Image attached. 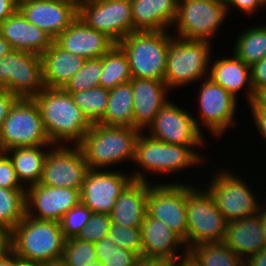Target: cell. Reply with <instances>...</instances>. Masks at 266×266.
I'll return each instance as SVG.
<instances>
[{
	"label": "cell",
	"instance_id": "1",
	"mask_svg": "<svg viewBox=\"0 0 266 266\" xmlns=\"http://www.w3.org/2000/svg\"><path fill=\"white\" fill-rule=\"evenodd\" d=\"M211 163L212 162L209 163L208 167L207 166L208 164L204 163L188 146L164 143L163 141L153 139L145 132H142L136 143L135 157L132 164L134 165V168L132 167V169H130L131 170L130 173L132 175L133 180L135 181H143V182L158 183V184L159 183L198 184L201 182V179L198 178L199 175L201 176V174H199V171L197 172L198 176L196 178H191L190 182H187L188 180L186 179L188 178L185 179L183 178L185 176L184 173H186V171L187 172L189 171L185 176L188 177L189 173H191L192 170V174L193 176H195L193 173L195 168H196L195 170H197V168L201 166L198 168V170L200 168H201L200 170H202V166L204 167V165H206L204 168L211 169L210 167ZM151 174L154 175L153 177H157V179L155 180L158 181L153 180V177H150L152 176ZM174 174H179V176L180 175L181 176L179 177L178 175H176L175 178ZM159 176H161L162 179L160 177L159 180ZM167 176L170 178V180L167 178ZM177 177H179L180 179ZM193 179H195V181L196 179H198L197 181L199 182L195 181L193 182Z\"/></svg>",
	"mask_w": 266,
	"mask_h": 266
},
{
	"label": "cell",
	"instance_id": "2",
	"mask_svg": "<svg viewBox=\"0 0 266 266\" xmlns=\"http://www.w3.org/2000/svg\"><path fill=\"white\" fill-rule=\"evenodd\" d=\"M224 162L225 166L227 165L228 168H224L223 165L217 167V165L214 164V169L212 168L211 171L209 170L211 175L203 169L201 172H205V176L202 173V176L199 177L203 179L200 184H202L212 195L215 205L228 222L257 215L262 211L264 205L266 204V195L259 192L261 191V186H258L259 184H257L259 190L256 189V186H253L256 185L254 182L253 184L252 182L249 183V178L251 176L249 175L247 177L245 174L242 175L240 173L242 172V168H229L231 163L230 160L229 164H226V160ZM257 193H260L259 196Z\"/></svg>",
	"mask_w": 266,
	"mask_h": 266
},
{
	"label": "cell",
	"instance_id": "3",
	"mask_svg": "<svg viewBox=\"0 0 266 266\" xmlns=\"http://www.w3.org/2000/svg\"><path fill=\"white\" fill-rule=\"evenodd\" d=\"M34 100L52 145H79L83 141L92 124L70 93L63 88L45 87Z\"/></svg>",
	"mask_w": 266,
	"mask_h": 266
},
{
	"label": "cell",
	"instance_id": "4",
	"mask_svg": "<svg viewBox=\"0 0 266 266\" xmlns=\"http://www.w3.org/2000/svg\"><path fill=\"white\" fill-rule=\"evenodd\" d=\"M141 133V130L133 127L92 124L79 144L88 168L117 170L115 167H122L123 163L132 164Z\"/></svg>",
	"mask_w": 266,
	"mask_h": 266
},
{
	"label": "cell",
	"instance_id": "5",
	"mask_svg": "<svg viewBox=\"0 0 266 266\" xmlns=\"http://www.w3.org/2000/svg\"><path fill=\"white\" fill-rule=\"evenodd\" d=\"M65 240L60 222L25 214L11 231V250L22 262L43 264L62 259Z\"/></svg>",
	"mask_w": 266,
	"mask_h": 266
},
{
	"label": "cell",
	"instance_id": "6",
	"mask_svg": "<svg viewBox=\"0 0 266 266\" xmlns=\"http://www.w3.org/2000/svg\"><path fill=\"white\" fill-rule=\"evenodd\" d=\"M214 44L204 40H187L173 36L169 41L164 82L173 90L192 87L209 77ZM192 84V85H191Z\"/></svg>",
	"mask_w": 266,
	"mask_h": 266
},
{
	"label": "cell",
	"instance_id": "7",
	"mask_svg": "<svg viewBox=\"0 0 266 266\" xmlns=\"http://www.w3.org/2000/svg\"><path fill=\"white\" fill-rule=\"evenodd\" d=\"M197 84L200 88L196 93L194 91V94H197L195 96L198 104L195 109H198L196 111L198 116L193 113L196 125L204 135L209 132L208 134L213 137L211 140L219 141L226 132L229 133L227 130L233 132L239 127L240 121L235 118H238L236 115L240 101L209 77Z\"/></svg>",
	"mask_w": 266,
	"mask_h": 266
},
{
	"label": "cell",
	"instance_id": "8",
	"mask_svg": "<svg viewBox=\"0 0 266 266\" xmlns=\"http://www.w3.org/2000/svg\"><path fill=\"white\" fill-rule=\"evenodd\" d=\"M170 31H133L118 45L126 53L132 78L164 81Z\"/></svg>",
	"mask_w": 266,
	"mask_h": 266
},
{
	"label": "cell",
	"instance_id": "9",
	"mask_svg": "<svg viewBox=\"0 0 266 266\" xmlns=\"http://www.w3.org/2000/svg\"><path fill=\"white\" fill-rule=\"evenodd\" d=\"M188 110V108L176 104L174 99L173 101L169 100L160 109L154 122L145 133L151 138L164 143L188 146L203 162L207 160L206 163L209 164L208 160L211 159L202 150L207 149V144L210 141L198 129L192 112Z\"/></svg>",
	"mask_w": 266,
	"mask_h": 266
},
{
	"label": "cell",
	"instance_id": "10",
	"mask_svg": "<svg viewBox=\"0 0 266 266\" xmlns=\"http://www.w3.org/2000/svg\"><path fill=\"white\" fill-rule=\"evenodd\" d=\"M187 249L222 242L228 221L215 205L209 191L200 183H186Z\"/></svg>",
	"mask_w": 266,
	"mask_h": 266
},
{
	"label": "cell",
	"instance_id": "11",
	"mask_svg": "<svg viewBox=\"0 0 266 266\" xmlns=\"http://www.w3.org/2000/svg\"><path fill=\"white\" fill-rule=\"evenodd\" d=\"M228 19L224 3L214 0H178L176 19L170 32L179 38L215 44L216 34L219 36L218 32L223 30V23Z\"/></svg>",
	"mask_w": 266,
	"mask_h": 266
},
{
	"label": "cell",
	"instance_id": "12",
	"mask_svg": "<svg viewBox=\"0 0 266 266\" xmlns=\"http://www.w3.org/2000/svg\"><path fill=\"white\" fill-rule=\"evenodd\" d=\"M53 146L34 98H18L0 129V151L15 147Z\"/></svg>",
	"mask_w": 266,
	"mask_h": 266
},
{
	"label": "cell",
	"instance_id": "13",
	"mask_svg": "<svg viewBox=\"0 0 266 266\" xmlns=\"http://www.w3.org/2000/svg\"><path fill=\"white\" fill-rule=\"evenodd\" d=\"M44 88L40 55L13 49L0 58V89L18 98H34Z\"/></svg>",
	"mask_w": 266,
	"mask_h": 266
},
{
	"label": "cell",
	"instance_id": "14",
	"mask_svg": "<svg viewBox=\"0 0 266 266\" xmlns=\"http://www.w3.org/2000/svg\"><path fill=\"white\" fill-rule=\"evenodd\" d=\"M78 17L116 44L133 32L131 0H84L78 5Z\"/></svg>",
	"mask_w": 266,
	"mask_h": 266
},
{
	"label": "cell",
	"instance_id": "15",
	"mask_svg": "<svg viewBox=\"0 0 266 266\" xmlns=\"http://www.w3.org/2000/svg\"><path fill=\"white\" fill-rule=\"evenodd\" d=\"M147 215L162 221L187 247L186 183H149Z\"/></svg>",
	"mask_w": 266,
	"mask_h": 266
},
{
	"label": "cell",
	"instance_id": "16",
	"mask_svg": "<svg viewBox=\"0 0 266 266\" xmlns=\"http://www.w3.org/2000/svg\"><path fill=\"white\" fill-rule=\"evenodd\" d=\"M88 170L79 145H53L45 158L40 184L81 191Z\"/></svg>",
	"mask_w": 266,
	"mask_h": 266
},
{
	"label": "cell",
	"instance_id": "17",
	"mask_svg": "<svg viewBox=\"0 0 266 266\" xmlns=\"http://www.w3.org/2000/svg\"><path fill=\"white\" fill-rule=\"evenodd\" d=\"M133 181L131 173L117 170L89 169L80 191V202L93 213L110 214L116 200Z\"/></svg>",
	"mask_w": 266,
	"mask_h": 266
},
{
	"label": "cell",
	"instance_id": "18",
	"mask_svg": "<svg viewBox=\"0 0 266 266\" xmlns=\"http://www.w3.org/2000/svg\"><path fill=\"white\" fill-rule=\"evenodd\" d=\"M80 202V191L42 184L26 188V215L39 220L60 222L62 217Z\"/></svg>",
	"mask_w": 266,
	"mask_h": 266
},
{
	"label": "cell",
	"instance_id": "19",
	"mask_svg": "<svg viewBox=\"0 0 266 266\" xmlns=\"http://www.w3.org/2000/svg\"><path fill=\"white\" fill-rule=\"evenodd\" d=\"M18 10L53 39L78 17V5L69 0H32Z\"/></svg>",
	"mask_w": 266,
	"mask_h": 266
},
{
	"label": "cell",
	"instance_id": "20",
	"mask_svg": "<svg viewBox=\"0 0 266 266\" xmlns=\"http://www.w3.org/2000/svg\"><path fill=\"white\" fill-rule=\"evenodd\" d=\"M142 258L175 261L188 249L184 240L162 221L147 214L141 225Z\"/></svg>",
	"mask_w": 266,
	"mask_h": 266
},
{
	"label": "cell",
	"instance_id": "21",
	"mask_svg": "<svg viewBox=\"0 0 266 266\" xmlns=\"http://www.w3.org/2000/svg\"><path fill=\"white\" fill-rule=\"evenodd\" d=\"M131 87L134 128L145 132L160 109L169 101L172 91L164 81L152 79L132 78Z\"/></svg>",
	"mask_w": 266,
	"mask_h": 266
},
{
	"label": "cell",
	"instance_id": "22",
	"mask_svg": "<svg viewBox=\"0 0 266 266\" xmlns=\"http://www.w3.org/2000/svg\"><path fill=\"white\" fill-rule=\"evenodd\" d=\"M225 53L226 56L221 54L222 57L213 56L216 54H212L209 78L221 85L238 100L241 98L239 94L242 93L248 105L254 97V89L251 83V66L246 65L233 52L231 54Z\"/></svg>",
	"mask_w": 266,
	"mask_h": 266
},
{
	"label": "cell",
	"instance_id": "23",
	"mask_svg": "<svg viewBox=\"0 0 266 266\" xmlns=\"http://www.w3.org/2000/svg\"><path fill=\"white\" fill-rule=\"evenodd\" d=\"M54 42L85 59L102 57L116 44L106 34L88 27L79 17Z\"/></svg>",
	"mask_w": 266,
	"mask_h": 266
},
{
	"label": "cell",
	"instance_id": "24",
	"mask_svg": "<svg viewBox=\"0 0 266 266\" xmlns=\"http://www.w3.org/2000/svg\"><path fill=\"white\" fill-rule=\"evenodd\" d=\"M0 34L12 49L40 56L54 42L49 34L30 23L18 9L0 24Z\"/></svg>",
	"mask_w": 266,
	"mask_h": 266
},
{
	"label": "cell",
	"instance_id": "25",
	"mask_svg": "<svg viewBox=\"0 0 266 266\" xmlns=\"http://www.w3.org/2000/svg\"><path fill=\"white\" fill-rule=\"evenodd\" d=\"M222 242L243 261L263 250V209L257 215L229 221Z\"/></svg>",
	"mask_w": 266,
	"mask_h": 266
},
{
	"label": "cell",
	"instance_id": "26",
	"mask_svg": "<svg viewBox=\"0 0 266 266\" xmlns=\"http://www.w3.org/2000/svg\"><path fill=\"white\" fill-rule=\"evenodd\" d=\"M178 0H131L133 31H170Z\"/></svg>",
	"mask_w": 266,
	"mask_h": 266
},
{
	"label": "cell",
	"instance_id": "27",
	"mask_svg": "<svg viewBox=\"0 0 266 266\" xmlns=\"http://www.w3.org/2000/svg\"><path fill=\"white\" fill-rule=\"evenodd\" d=\"M148 182L133 180L121 193L111 211L112 223L141 228L147 214Z\"/></svg>",
	"mask_w": 266,
	"mask_h": 266
},
{
	"label": "cell",
	"instance_id": "28",
	"mask_svg": "<svg viewBox=\"0 0 266 266\" xmlns=\"http://www.w3.org/2000/svg\"><path fill=\"white\" fill-rule=\"evenodd\" d=\"M45 87L63 88L86 61L82 56L67 52L55 42L41 55Z\"/></svg>",
	"mask_w": 266,
	"mask_h": 266
},
{
	"label": "cell",
	"instance_id": "29",
	"mask_svg": "<svg viewBox=\"0 0 266 266\" xmlns=\"http://www.w3.org/2000/svg\"><path fill=\"white\" fill-rule=\"evenodd\" d=\"M51 147H15L5 151L12 160L18 180L25 188L40 183L44 161Z\"/></svg>",
	"mask_w": 266,
	"mask_h": 266
},
{
	"label": "cell",
	"instance_id": "30",
	"mask_svg": "<svg viewBox=\"0 0 266 266\" xmlns=\"http://www.w3.org/2000/svg\"><path fill=\"white\" fill-rule=\"evenodd\" d=\"M99 124L134 128L131 80L109 90L107 109Z\"/></svg>",
	"mask_w": 266,
	"mask_h": 266
},
{
	"label": "cell",
	"instance_id": "31",
	"mask_svg": "<svg viewBox=\"0 0 266 266\" xmlns=\"http://www.w3.org/2000/svg\"><path fill=\"white\" fill-rule=\"evenodd\" d=\"M254 24L239 30L231 46L232 52L249 66L266 57V25L260 23L257 26L255 22Z\"/></svg>",
	"mask_w": 266,
	"mask_h": 266
},
{
	"label": "cell",
	"instance_id": "32",
	"mask_svg": "<svg viewBox=\"0 0 266 266\" xmlns=\"http://www.w3.org/2000/svg\"><path fill=\"white\" fill-rule=\"evenodd\" d=\"M132 79L129 60L124 50L115 44L103 55V69L99 80V86L105 89H113L119 84L129 82Z\"/></svg>",
	"mask_w": 266,
	"mask_h": 266
},
{
	"label": "cell",
	"instance_id": "33",
	"mask_svg": "<svg viewBox=\"0 0 266 266\" xmlns=\"http://www.w3.org/2000/svg\"><path fill=\"white\" fill-rule=\"evenodd\" d=\"M188 251L201 266H242L244 261L223 242L203 243Z\"/></svg>",
	"mask_w": 266,
	"mask_h": 266
},
{
	"label": "cell",
	"instance_id": "34",
	"mask_svg": "<svg viewBox=\"0 0 266 266\" xmlns=\"http://www.w3.org/2000/svg\"><path fill=\"white\" fill-rule=\"evenodd\" d=\"M26 189L0 187V227L12 231L26 214Z\"/></svg>",
	"mask_w": 266,
	"mask_h": 266
},
{
	"label": "cell",
	"instance_id": "35",
	"mask_svg": "<svg viewBox=\"0 0 266 266\" xmlns=\"http://www.w3.org/2000/svg\"><path fill=\"white\" fill-rule=\"evenodd\" d=\"M70 94L91 124L99 123L103 119L107 109L108 89L98 86Z\"/></svg>",
	"mask_w": 266,
	"mask_h": 266
},
{
	"label": "cell",
	"instance_id": "36",
	"mask_svg": "<svg viewBox=\"0 0 266 266\" xmlns=\"http://www.w3.org/2000/svg\"><path fill=\"white\" fill-rule=\"evenodd\" d=\"M94 244L97 259L104 266H136L141 259L135 252L116 245L109 235Z\"/></svg>",
	"mask_w": 266,
	"mask_h": 266
},
{
	"label": "cell",
	"instance_id": "37",
	"mask_svg": "<svg viewBox=\"0 0 266 266\" xmlns=\"http://www.w3.org/2000/svg\"><path fill=\"white\" fill-rule=\"evenodd\" d=\"M103 69V56L86 59L80 70L66 83L63 89L68 93L98 87Z\"/></svg>",
	"mask_w": 266,
	"mask_h": 266
},
{
	"label": "cell",
	"instance_id": "38",
	"mask_svg": "<svg viewBox=\"0 0 266 266\" xmlns=\"http://www.w3.org/2000/svg\"><path fill=\"white\" fill-rule=\"evenodd\" d=\"M61 260L66 266H89L98 260L95 244L76 238L66 239Z\"/></svg>",
	"mask_w": 266,
	"mask_h": 266
},
{
	"label": "cell",
	"instance_id": "39",
	"mask_svg": "<svg viewBox=\"0 0 266 266\" xmlns=\"http://www.w3.org/2000/svg\"><path fill=\"white\" fill-rule=\"evenodd\" d=\"M92 211L79 202L61 219L60 226L65 239L76 238L80 231L89 223Z\"/></svg>",
	"mask_w": 266,
	"mask_h": 266
},
{
	"label": "cell",
	"instance_id": "40",
	"mask_svg": "<svg viewBox=\"0 0 266 266\" xmlns=\"http://www.w3.org/2000/svg\"><path fill=\"white\" fill-rule=\"evenodd\" d=\"M108 235L116 245L121 246L123 249L135 252L140 258H142L140 228L125 227L111 222Z\"/></svg>",
	"mask_w": 266,
	"mask_h": 266
},
{
	"label": "cell",
	"instance_id": "41",
	"mask_svg": "<svg viewBox=\"0 0 266 266\" xmlns=\"http://www.w3.org/2000/svg\"><path fill=\"white\" fill-rule=\"evenodd\" d=\"M110 224L109 214L92 213L89 223L80 231L76 239L96 243L108 235Z\"/></svg>",
	"mask_w": 266,
	"mask_h": 266
},
{
	"label": "cell",
	"instance_id": "42",
	"mask_svg": "<svg viewBox=\"0 0 266 266\" xmlns=\"http://www.w3.org/2000/svg\"><path fill=\"white\" fill-rule=\"evenodd\" d=\"M0 187L7 189H26L18 180L9 155L3 151H0Z\"/></svg>",
	"mask_w": 266,
	"mask_h": 266
},
{
	"label": "cell",
	"instance_id": "43",
	"mask_svg": "<svg viewBox=\"0 0 266 266\" xmlns=\"http://www.w3.org/2000/svg\"><path fill=\"white\" fill-rule=\"evenodd\" d=\"M225 5L229 17L233 15L232 13L235 9L243 17L245 15V17L248 16L252 19L258 12L261 14L265 9L266 0H227Z\"/></svg>",
	"mask_w": 266,
	"mask_h": 266
},
{
	"label": "cell",
	"instance_id": "44",
	"mask_svg": "<svg viewBox=\"0 0 266 266\" xmlns=\"http://www.w3.org/2000/svg\"><path fill=\"white\" fill-rule=\"evenodd\" d=\"M251 83L254 92L266 86V57L251 66Z\"/></svg>",
	"mask_w": 266,
	"mask_h": 266
},
{
	"label": "cell",
	"instance_id": "45",
	"mask_svg": "<svg viewBox=\"0 0 266 266\" xmlns=\"http://www.w3.org/2000/svg\"><path fill=\"white\" fill-rule=\"evenodd\" d=\"M17 99L18 97L10 93L8 90L0 89V129L3 121L6 119L11 107Z\"/></svg>",
	"mask_w": 266,
	"mask_h": 266
},
{
	"label": "cell",
	"instance_id": "46",
	"mask_svg": "<svg viewBox=\"0 0 266 266\" xmlns=\"http://www.w3.org/2000/svg\"><path fill=\"white\" fill-rule=\"evenodd\" d=\"M250 115L252 116L251 119H249L251 122H253V126L255 128V131L257 130L258 137L262 139V143H266V110H249ZM265 142H264V141ZM266 148V147H265Z\"/></svg>",
	"mask_w": 266,
	"mask_h": 266
},
{
	"label": "cell",
	"instance_id": "47",
	"mask_svg": "<svg viewBox=\"0 0 266 266\" xmlns=\"http://www.w3.org/2000/svg\"><path fill=\"white\" fill-rule=\"evenodd\" d=\"M248 107L247 110H266V86L254 92L253 100L248 104Z\"/></svg>",
	"mask_w": 266,
	"mask_h": 266
},
{
	"label": "cell",
	"instance_id": "48",
	"mask_svg": "<svg viewBox=\"0 0 266 266\" xmlns=\"http://www.w3.org/2000/svg\"><path fill=\"white\" fill-rule=\"evenodd\" d=\"M11 250V232L0 227V258Z\"/></svg>",
	"mask_w": 266,
	"mask_h": 266
},
{
	"label": "cell",
	"instance_id": "49",
	"mask_svg": "<svg viewBox=\"0 0 266 266\" xmlns=\"http://www.w3.org/2000/svg\"><path fill=\"white\" fill-rule=\"evenodd\" d=\"M244 264L246 266H266V248L258 253L249 256Z\"/></svg>",
	"mask_w": 266,
	"mask_h": 266
},
{
	"label": "cell",
	"instance_id": "50",
	"mask_svg": "<svg viewBox=\"0 0 266 266\" xmlns=\"http://www.w3.org/2000/svg\"><path fill=\"white\" fill-rule=\"evenodd\" d=\"M16 10L17 8L13 5L11 0H0V24Z\"/></svg>",
	"mask_w": 266,
	"mask_h": 266
},
{
	"label": "cell",
	"instance_id": "51",
	"mask_svg": "<svg viewBox=\"0 0 266 266\" xmlns=\"http://www.w3.org/2000/svg\"><path fill=\"white\" fill-rule=\"evenodd\" d=\"M174 266H201L199 262L194 258V256L187 251L182 256H179L175 261H173Z\"/></svg>",
	"mask_w": 266,
	"mask_h": 266
},
{
	"label": "cell",
	"instance_id": "52",
	"mask_svg": "<svg viewBox=\"0 0 266 266\" xmlns=\"http://www.w3.org/2000/svg\"><path fill=\"white\" fill-rule=\"evenodd\" d=\"M136 266H174L171 260L143 259L141 258Z\"/></svg>",
	"mask_w": 266,
	"mask_h": 266
},
{
	"label": "cell",
	"instance_id": "53",
	"mask_svg": "<svg viewBox=\"0 0 266 266\" xmlns=\"http://www.w3.org/2000/svg\"><path fill=\"white\" fill-rule=\"evenodd\" d=\"M20 259L10 250L2 258H0V266H18Z\"/></svg>",
	"mask_w": 266,
	"mask_h": 266
},
{
	"label": "cell",
	"instance_id": "54",
	"mask_svg": "<svg viewBox=\"0 0 266 266\" xmlns=\"http://www.w3.org/2000/svg\"><path fill=\"white\" fill-rule=\"evenodd\" d=\"M12 49L9 42L0 34V58L8 54Z\"/></svg>",
	"mask_w": 266,
	"mask_h": 266
},
{
	"label": "cell",
	"instance_id": "55",
	"mask_svg": "<svg viewBox=\"0 0 266 266\" xmlns=\"http://www.w3.org/2000/svg\"><path fill=\"white\" fill-rule=\"evenodd\" d=\"M263 242L266 248V204L263 207Z\"/></svg>",
	"mask_w": 266,
	"mask_h": 266
},
{
	"label": "cell",
	"instance_id": "56",
	"mask_svg": "<svg viewBox=\"0 0 266 266\" xmlns=\"http://www.w3.org/2000/svg\"><path fill=\"white\" fill-rule=\"evenodd\" d=\"M41 266H66V264L62 260L47 262L41 264Z\"/></svg>",
	"mask_w": 266,
	"mask_h": 266
},
{
	"label": "cell",
	"instance_id": "57",
	"mask_svg": "<svg viewBox=\"0 0 266 266\" xmlns=\"http://www.w3.org/2000/svg\"><path fill=\"white\" fill-rule=\"evenodd\" d=\"M32 0H11V2L13 3V5L19 9L21 6H23L24 4L30 2Z\"/></svg>",
	"mask_w": 266,
	"mask_h": 266
},
{
	"label": "cell",
	"instance_id": "58",
	"mask_svg": "<svg viewBox=\"0 0 266 266\" xmlns=\"http://www.w3.org/2000/svg\"><path fill=\"white\" fill-rule=\"evenodd\" d=\"M18 266H41V264L19 261Z\"/></svg>",
	"mask_w": 266,
	"mask_h": 266
},
{
	"label": "cell",
	"instance_id": "59",
	"mask_svg": "<svg viewBox=\"0 0 266 266\" xmlns=\"http://www.w3.org/2000/svg\"><path fill=\"white\" fill-rule=\"evenodd\" d=\"M89 266H104V265L101 263V261L97 260V261L89 264Z\"/></svg>",
	"mask_w": 266,
	"mask_h": 266
},
{
	"label": "cell",
	"instance_id": "60",
	"mask_svg": "<svg viewBox=\"0 0 266 266\" xmlns=\"http://www.w3.org/2000/svg\"><path fill=\"white\" fill-rule=\"evenodd\" d=\"M75 3L76 5H80L84 0H69Z\"/></svg>",
	"mask_w": 266,
	"mask_h": 266
},
{
	"label": "cell",
	"instance_id": "61",
	"mask_svg": "<svg viewBox=\"0 0 266 266\" xmlns=\"http://www.w3.org/2000/svg\"><path fill=\"white\" fill-rule=\"evenodd\" d=\"M214 1H218V2H221V3H226L227 0H214Z\"/></svg>",
	"mask_w": 266,
	"mask_h": 266
}]
</instances>
